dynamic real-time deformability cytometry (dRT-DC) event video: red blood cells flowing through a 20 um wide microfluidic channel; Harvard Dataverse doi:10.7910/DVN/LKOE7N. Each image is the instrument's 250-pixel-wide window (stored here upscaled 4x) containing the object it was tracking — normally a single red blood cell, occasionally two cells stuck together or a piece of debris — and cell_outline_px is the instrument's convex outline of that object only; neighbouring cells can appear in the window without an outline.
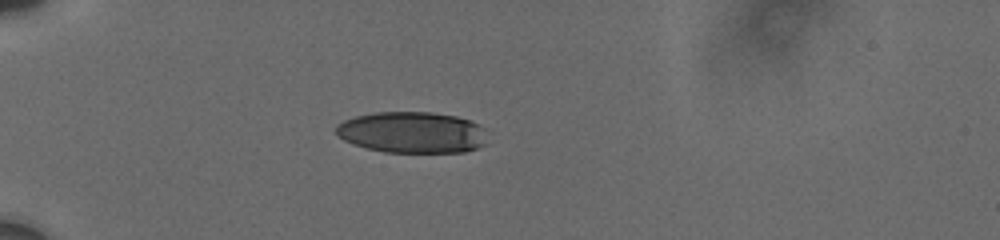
{"species": "human", "species_latin": "Homo sapiens", "temperature_condition": "cold", "stored_images_in_passage": 6, "camera_frame_rate_fps": 3000, "um_per_image_px": 0.085, "donor": {"sex": "male"}, "frame": {"image": 1, "passage_image": 4, "time_ms": 2.667, "image_size_px": [1000, 240], "cell_outline_px": [[484, 144], [476, 148], [464, 152], [384, 152], [352, 144], [344, 140], [336, 132], [336, 124], [344, 120], [356, 116], [376, 112], [432, 112], [456, 116], [468, 120], [484, 128]], "centroid_in_image_um": [35.0, 11.25], "position_along_channel_um": 50.0, "area_um2": 36.18}}